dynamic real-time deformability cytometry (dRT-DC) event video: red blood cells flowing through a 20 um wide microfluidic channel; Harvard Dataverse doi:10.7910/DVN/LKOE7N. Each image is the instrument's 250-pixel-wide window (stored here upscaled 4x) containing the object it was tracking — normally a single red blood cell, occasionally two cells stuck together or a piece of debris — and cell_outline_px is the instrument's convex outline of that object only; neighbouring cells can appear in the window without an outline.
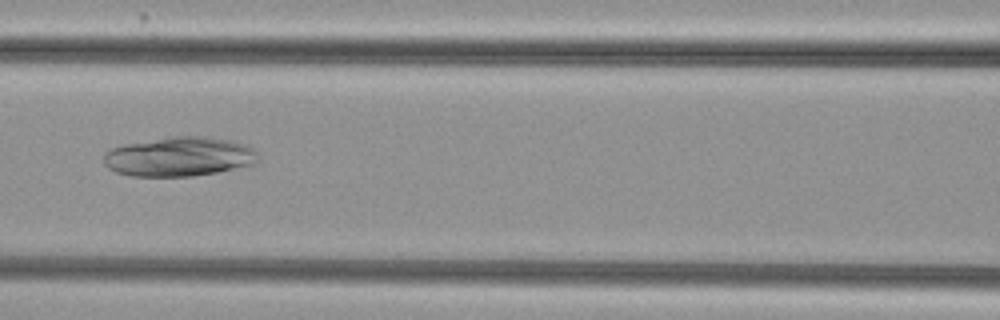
{"species": "common noctule bat (a hibernating species)", "species_latin": "Nyctalus noctula", "temperature_condition": "cold", "stored_images_in_passage": 38, "camera_frame_rate_fps": 3000, "um_per_image_px": 0.085, "animal": {"sex": "female", "body_mass_g": 29.2, "forearm_length_mm": 56.3}, "frame": {"image": 1, "passage_image": 12, "time_ms": 3.667, "image_size_px": [1000, 320], "cell_outline_px": [[256, 164], [216, 172], [192, 176], [132, 176], [116, 172], [108, 168], [104, 164], [104, 152], [112, 148], [124, 144], [172, 136], [204, 136], [232, 140], [252, 148], [256, 152]], "centroid_in_image_um": [15.2, 13.31], "position_along_channel_um": 151.4, "area_um2": 35.37}}
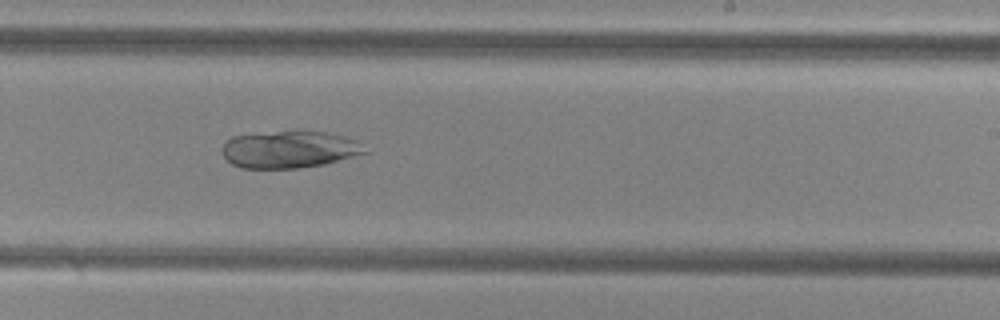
{"frame": {"image": 2, "passage_image": 21, "time_ms": 6.667, "image_size_px": [1000, 320], "cell_outline_px": [[368, 152], [324, 164], [296, 168], [240, 168], [232, 164], [224, 156], [224, 144], [232, 136], [276, 132], [328, 132], [348, 136], [356, 140]], "centroid_in_image_um": [24.62, 12.71], "position_along_channel_um": 264.4, "area_um2": 30.35}}
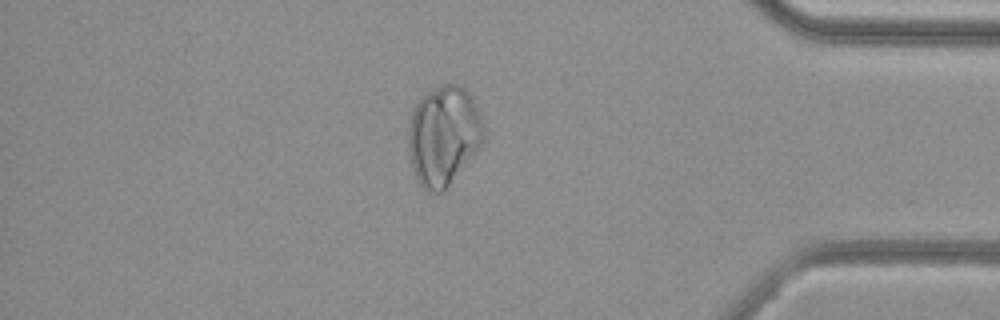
{"frame": {"image": 3, "passage_image": 34, "time_ms": 11.0, "image_size_px": [1000, 320], "cell_outline_px": [[484, 140], [444, 192], [428, 192], [420, 184], [412, 168], [408, 148], [408, 128], [412, 112], [416, 104], [428, 92], [440, 84], [460, 84], [472, 96], [480, 116], [484, 128]], "centroid_in_image_um": [37.69, 11.52], "position_along_channel_um": 397.5, "area_um2": 43.47}}